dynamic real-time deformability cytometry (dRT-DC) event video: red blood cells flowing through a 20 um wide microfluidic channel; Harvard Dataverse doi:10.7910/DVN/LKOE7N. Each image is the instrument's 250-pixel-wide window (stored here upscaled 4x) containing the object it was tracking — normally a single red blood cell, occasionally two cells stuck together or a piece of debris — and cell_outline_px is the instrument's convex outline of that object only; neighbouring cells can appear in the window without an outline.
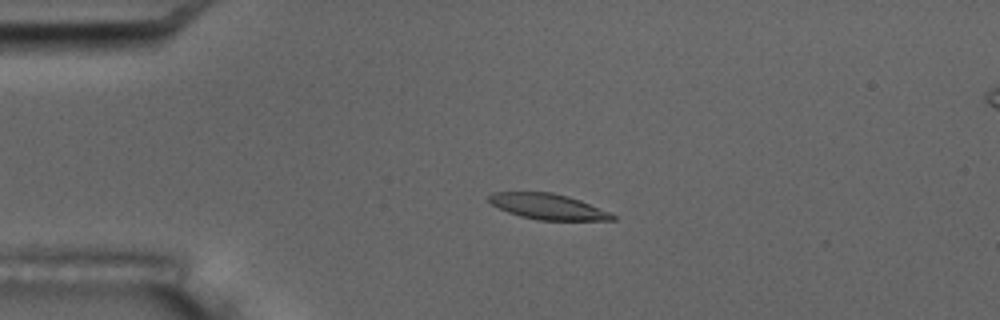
{"species": "common noctule bat (a hibernating species)", "species_latin": "Nyctalus noctula", "temperature_condition": "room temperature", "stored_images_in_passage": 5, "camera_frame_rate_fps": 3000, "um_per_image_px": 0.085, "animal": {"sex": "male", "body_mass_g": 17.5, "forearm_length_mm": 52.3}, "frame": {"image": 1, "passage_image": 3, "time_ms": 3.0, "image_size_px": [1000, 320], "cell_outline_px": [[616, 220], [536, 220], [520, 216], [508, 212], [492, 204], [488, 200], [488, 196], [492, 192], [552, 192], [568, 196], [580, 200], [608, 212], [616, 216]], "centroid_in_image_um": [46.55, 17.56], "position_along_channel_um": 38.5, "area_um2": 18.32}}